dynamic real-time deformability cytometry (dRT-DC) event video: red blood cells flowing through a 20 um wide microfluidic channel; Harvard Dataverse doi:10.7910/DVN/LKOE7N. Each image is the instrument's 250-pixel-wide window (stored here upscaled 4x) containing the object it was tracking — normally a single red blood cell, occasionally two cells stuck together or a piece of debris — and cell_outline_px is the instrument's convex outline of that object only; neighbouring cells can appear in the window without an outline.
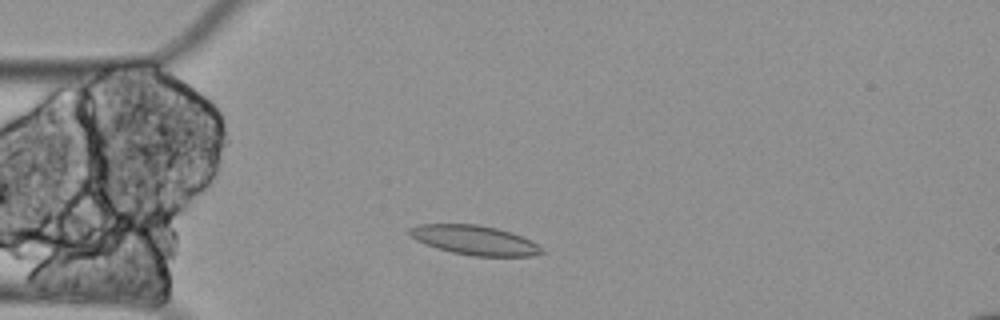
{"species": "Egyptian fruit bat (a non-hibernating species)", "species_latin": "Rousettus aegyptiacus", "temperature_condition": "cold", "stored_images_in_passage": 12, "camera_frame_rate_fps": 3000, "um_per_image_px": 0.085, "animal": {"sex": "female"}, "frame": {"image": 1, "passage_image": 10, "time_ms": 3.0, "image_size_px": [1000, 320], "cell_outline_px": [[548, 252], [532, 256], [472, 256], [452, 252], [436, 248], [424, 244], [416, 240], [408, 232], [408, 228], [420, 224], [476, 224], [496, 228], [512, 232], [532, 240], [544, 248]], "centroid_in_image_um": [40.39, 20.42], "position_along_channel_um": 44.6, "area_um2": 22.95}}